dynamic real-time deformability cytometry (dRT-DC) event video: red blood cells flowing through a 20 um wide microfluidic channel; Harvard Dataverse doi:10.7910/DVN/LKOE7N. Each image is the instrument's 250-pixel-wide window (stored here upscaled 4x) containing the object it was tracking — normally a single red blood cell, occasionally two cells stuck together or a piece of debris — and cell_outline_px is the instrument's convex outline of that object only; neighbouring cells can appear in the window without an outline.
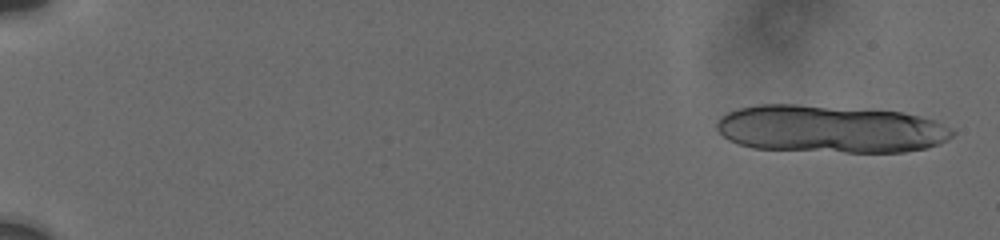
{"species": "human", "species_latin": "Homo sapiens", "temperature_condition": "cold", "stored_images_in_passage": 8, "camera_frame_rate_fps": 3000, "um_per_image_px": 0.085, "donor": {"sex": "male"}, "frame": {"image": 1, "passage_image": 1, "time_ms": 0.0, "image_size_px": [1000, 240], "cell_outline_px": [[956, 132], [948, 140], [940, 144], [924, 148], [904, 152], [844, 152], [752, 148], [728, 140], [716, 128], [716, 120], [720, 116], [728, 112], [740, 108], [756, 104], [796, 104], [900, 112], [920, 116], [936, 120], [952, 128]], "centroid_in_image_um": [70.58, 10.97], "position_along_channel_um": 14.4, "area_um2": 65.6}}